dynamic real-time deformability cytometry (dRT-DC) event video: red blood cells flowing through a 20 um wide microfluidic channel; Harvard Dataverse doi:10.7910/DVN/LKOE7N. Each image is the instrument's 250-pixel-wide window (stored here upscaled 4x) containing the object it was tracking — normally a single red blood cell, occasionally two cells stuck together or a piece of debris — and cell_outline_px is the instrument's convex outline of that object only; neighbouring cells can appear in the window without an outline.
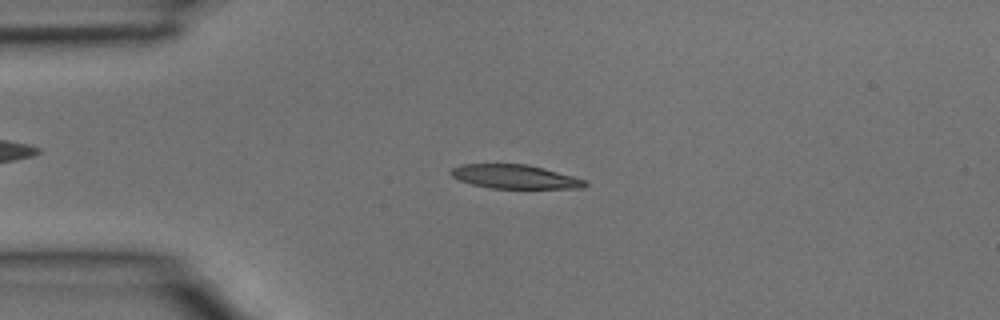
{"species": "common noctule bat (a hibernating species)", "species_latin": "Nyctalus noctula", "temperature_condition": "room temperature", "stored_images_in_passage": 4, "camera_frame_rate_fps": 3000, "um_per_image_px": 0.085, "animal": {"sex": "male", "body_mass_g": 15.6}, "frame": {"image": 1, "passage_image": 3, "time_ms": 0.667, "image_size_px": [1000, 320], "cell_outline_px": [[588, 184], [584, 188], [492, 188], [472, 184], [460, 180], [452, 176], [448, 172], [452, 168], [460, 164], [528, 164], [544, 168], [572, 176], [584, 180]], "centroid_in_image_um": [43.74, 15.01], "position_along_channel_um": 41.3, "area_um2": 18.55}}